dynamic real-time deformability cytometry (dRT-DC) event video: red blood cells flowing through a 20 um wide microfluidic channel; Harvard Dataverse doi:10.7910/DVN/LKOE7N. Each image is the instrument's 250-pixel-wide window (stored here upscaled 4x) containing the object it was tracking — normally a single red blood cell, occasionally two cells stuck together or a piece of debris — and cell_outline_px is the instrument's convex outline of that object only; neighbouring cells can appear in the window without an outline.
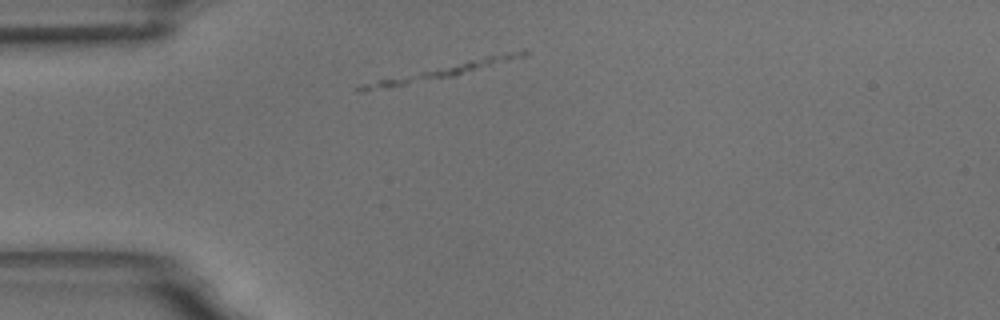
{"species": "common noctule bat (a hibernating species)", "species_latin": "Nyctalus noctula", "temperature_condition": "room temperature", "stored_images_in_passage": 1, "camera_frame_rate_fps": 3000, "um_per_image_px": 0.085, "animal": {"sex": "male", "body_mass_g": 18.8}, "frame": {"image": 1, "passage_image": 1, "time_ms": 0.0, "image_size_px": [1000, 320], "cell_outline_px": [[528, 56], [456, 76], [360, 92], [356, 92], [356, 88], [364, 84], [376, 80], [484, 56], [524, 48], [528, 52]], "centroid_in_image_um": [37.83, 6.0], "position_along_channel_um": 47.2, "area_um2": 13.64}}